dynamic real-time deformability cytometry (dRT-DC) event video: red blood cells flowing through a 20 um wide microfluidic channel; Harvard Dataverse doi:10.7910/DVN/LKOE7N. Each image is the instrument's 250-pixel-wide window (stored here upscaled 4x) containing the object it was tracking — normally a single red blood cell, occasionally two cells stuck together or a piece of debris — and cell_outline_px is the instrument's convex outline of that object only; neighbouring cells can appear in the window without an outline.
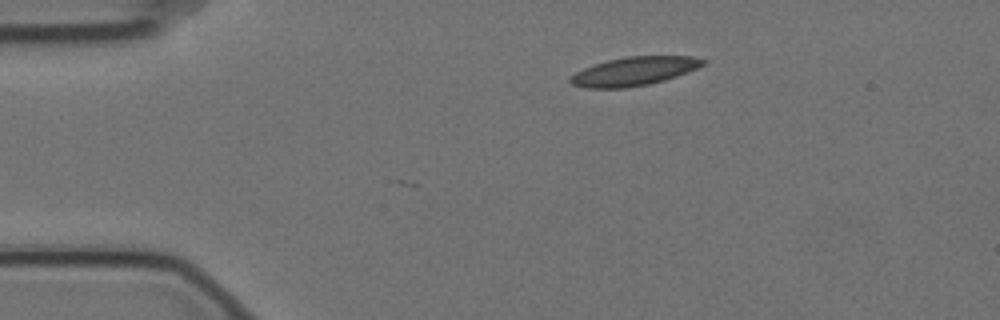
{"species": "Egyptian fruit bat (a non-hibernating species)", "species_latin": "Rousettus aegyptiacus", "temperature_condition": "cold", "stored_images_in_passage": 39, "camera_frame_rate_fps": 3000, "um_per_image_px": 0.085, "animal": {"sex": "female"}, "frame": {"image": 1, "passage_image": 1, "time_ms": 0.0, "image_size_px": [1000, 320], "cell_outline_px": [[708, 60], [704, 64], [688, 72], [664, 80], [648, 84], [624, 88], [588, 88], [572, 84], [568, 80], [576, 72], [584, 68], [608, 60], [628, 56], [692, 56]], "centroid_in_image_um": [53.92, 6.05], "position_along_channel_um": 31.1, "area_um2": 21.91}}
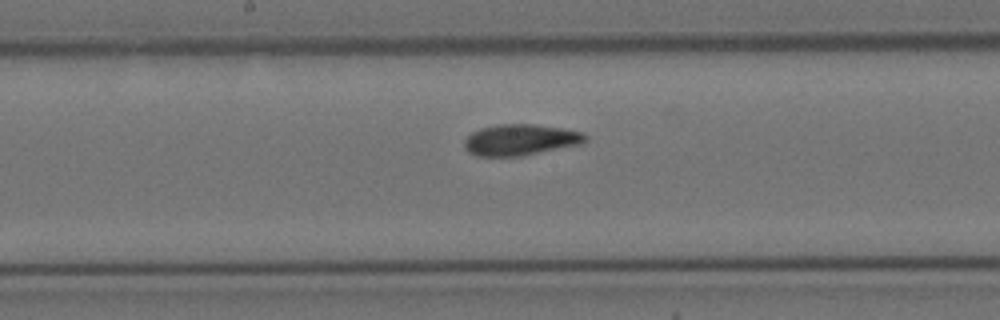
{"frame": {"image": 2, "passage_image": 20, "time_ms": 6.333, "image_size_px": [1000, 320], "cell_outline_px": [[588, 140], [584, 144], [520, 156], [476, 156], [468, 152], [464, 148], [464, 140], [472, 132], [480, 128], [500, 124], [536, 124], [584, 132], [588, 136]], "centroid_in_image_um": [44.27, 11.89], "position_along_channel_um": 203.9, "area_um2": 22.2}}
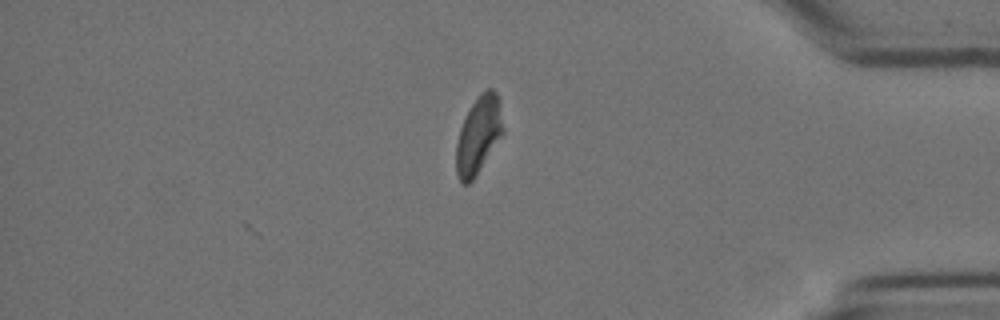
{"frame": {"image": 3, "passage_image": 39, "time_ms": 12.667, "image_size_px": [1000, 320], "cell_outline_px": [[504, 132], [472, 180], [468, 184], [464, 184], [460, 180], [456, 172], [456, 144], [460, 128], [464, 116], [480, 92], [488, 88], [492, 88], [496, 92], [500, 100], [504, 128]], "centroid_in_image_um": [40.68, 11.42], "position_along_channel_um": 394.5, "area_um2": 21.1}, "authors_computed_cell_mechanics": {"area_um2": 22.0218, "velocity_mm_per_s": 3.488, "shape_relaxation_time_tau1_ms": 11.1878, "shape_relaxation_time_tau2_ms": 2.5391, "deformation_change_tau1": 0.1926, "deformation_change_tau2": 0.0821}}